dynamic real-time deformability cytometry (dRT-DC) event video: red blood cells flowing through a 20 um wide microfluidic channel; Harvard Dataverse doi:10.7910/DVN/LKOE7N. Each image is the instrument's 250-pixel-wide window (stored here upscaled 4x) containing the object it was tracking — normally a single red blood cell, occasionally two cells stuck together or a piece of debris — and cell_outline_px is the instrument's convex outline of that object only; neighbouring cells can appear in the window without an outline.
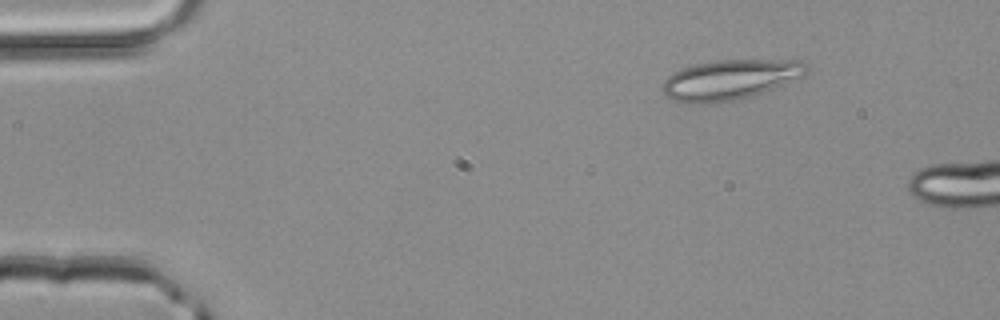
{"species": "common noctule bat (a hibernating species)", "species_latin": "Nyctalus noctula", "temperature_condition": "room temperature", "stored_images_in_passage": 2, "camera_frame_rate_fps": 3000, "um_per_image_px": 0.085, "animal": {"sex": "male", "body_mass_g": 20.4}, "frame": {"image": 1, "passage_image": 1, "time_ms": 0.0, "image_size_px": [1000, 320], "cell_outline_px": [[812, 68], [804, 76], [752, 96], [732, 100], [708, 104], [684, 104], [672, 100], [660, 88], [664, 80], [672, 72], [680, 68], [696, 64], [716, 60], [800, 60]], "centroid_in_image_um": [62.03, 6.77], "position_along_channel_um": 23.0, "area_um2": 33.93}}